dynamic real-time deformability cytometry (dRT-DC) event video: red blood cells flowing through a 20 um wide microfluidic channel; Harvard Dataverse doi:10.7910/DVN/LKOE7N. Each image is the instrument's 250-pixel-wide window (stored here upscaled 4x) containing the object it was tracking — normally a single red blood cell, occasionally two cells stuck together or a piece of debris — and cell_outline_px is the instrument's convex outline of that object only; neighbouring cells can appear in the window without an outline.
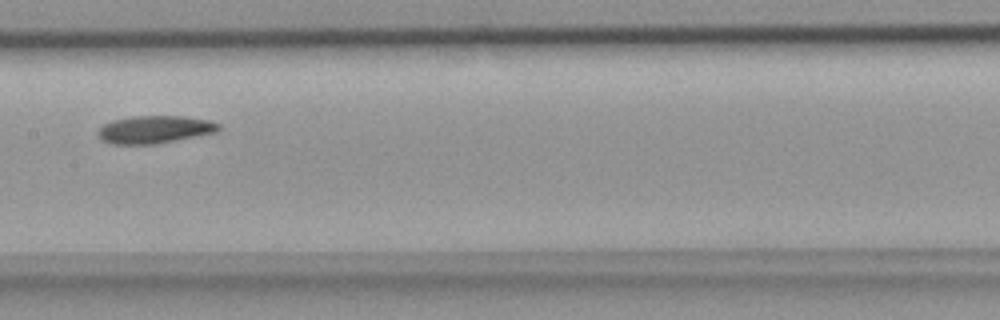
{"species": "common noctule bat (a hibernating species)", "species_latin": "Nyctalus noctula", "temperature_condition": "room temperature", "stored_images_in_passage": 9, "camera_frame_rate_fps": 3000, "um_per_image_px": 0.085, "animal": {"sex": "female", "body_mass_g": 18.4}, "frame": {"image": 1, "passage_image": 7, "time_ms": 2.0, "image_size_px": [1000, 320], "cell_outline_px": [[220, 128], [216, 132], [156, 144], [112, 144], [100, 140], [96, 132], [104, 124], [112, 120], [136, 116], [184, 116], [208, 120], [220, 124]], "centroid_in_image_um": [13.11, 11.01], "position_along_channel_um": 194.3, "area_um2": 19.42}}
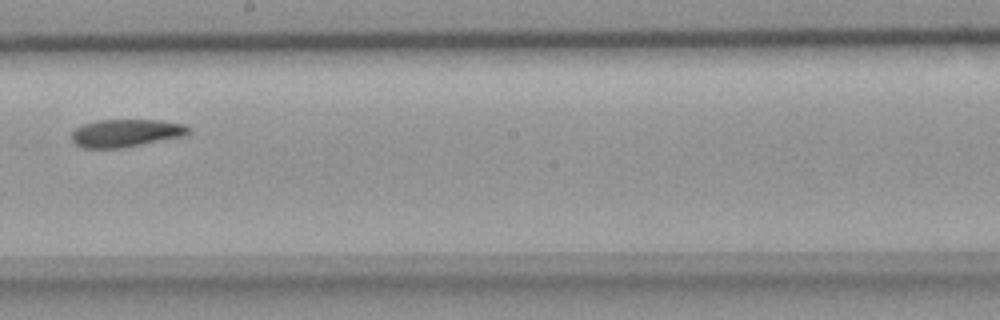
{"frame": {"image": 2, "passage_image": 8, "time_ms": 2.333, "image_size_px": [1000, 320], "cell_outline_px": [[192, 128], [184, 136], [124, 148], [80, 148], [72, 140], [72, 132], [76, 128], [84, 124], [96, 120], [160, 120], [184, 124]], "centroid_in_image_um": [10.71, 11.31], "position_along_channel_um": 237.5, "area_um2": 19.02}}
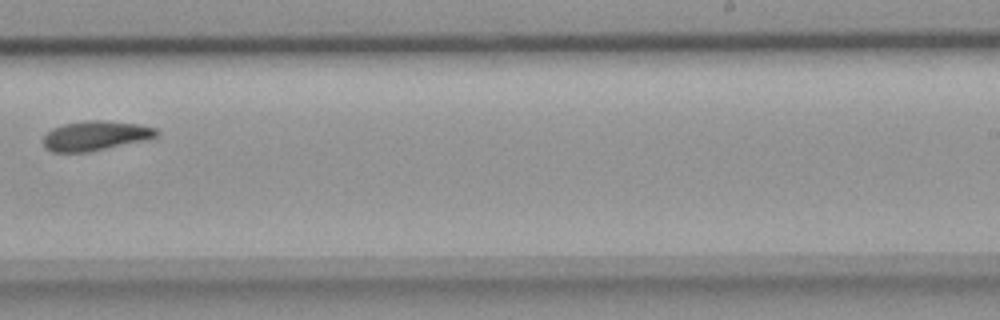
{"frame": {"image": 3, "passage_image": 9, "time_ms": 2.667, "image_size_px": [1000, 320], "cell_outline_px": [[160, 132], [156, 136], [144, 140], [88, 152], [52, 152], [44, 148], [44, 136], [52, 128], [64, 124], [84, 120], [100, 120], [136, 124], [156, 128]], "centroid_in_image_um": [8.08, 11.54], "position_along_channel_um": 280.9, "area_um2": 19.36}}